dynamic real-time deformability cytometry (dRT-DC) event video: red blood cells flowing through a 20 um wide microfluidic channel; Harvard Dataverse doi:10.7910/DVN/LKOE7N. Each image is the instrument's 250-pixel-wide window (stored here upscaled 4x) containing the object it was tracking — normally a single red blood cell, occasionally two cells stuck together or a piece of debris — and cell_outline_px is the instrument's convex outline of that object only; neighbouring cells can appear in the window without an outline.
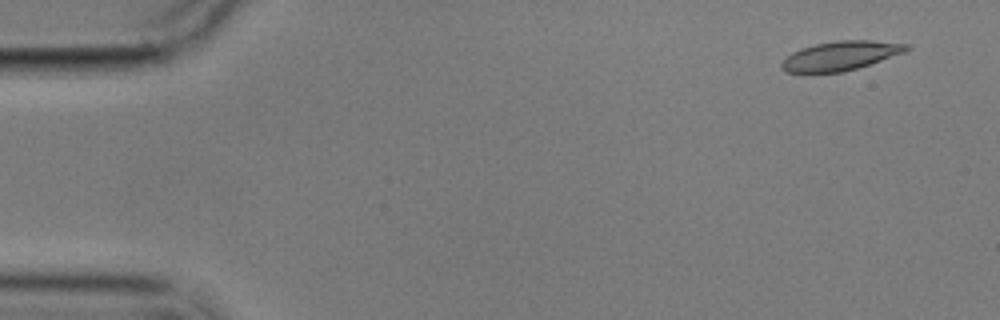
{"species": "common noctule bat (a hibernating species)", "species_latin": "Nyctalus noctula", "temperature_condition": "cold", "stored_images_in_passage": 8, "camera_frame_rate_fps": 3000, "um_per_image_px": 0.085, "animal": {"sex": "male", "body_mass_g": 17.9}, "frame": {"image": 1, "passage_image": 1, "time_ms": 0.0, "image_size_px": [1000, 320], "cell_outline_px": [[912, 48], [904, 52], [844, 72], [788, 72], [780, 68], [780, 64], [792, 52], [800, 48], [816, 44], [836, 40], [872, 40], [908, 44]], "centroid_in_image_um": [71.44, 4.72], "position_along_channel_um": 13.6, "area_um2": 20.98}}
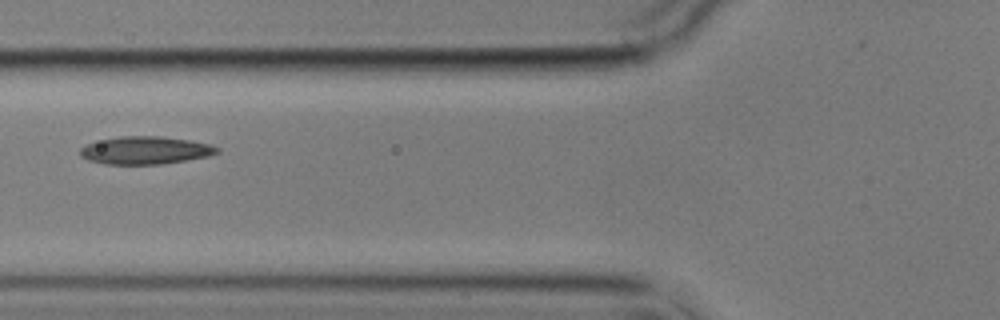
{"frame": {"image": 2, "passage_image": 5, "time_ms": 6.0, "image_size_px": [1000, 320], "cell_outline_px": [[220, 152], [208, 156], [164, 164], [104, 164], [88, 160], [80, 156], [80, 148], [88, 144], [120, 136], [160, 136], [188, 140], [208, 144], [220, 148]], "centroid_in_image_um": [12.37, 12.79], "position_along_channel_um": 113.4, "area_um2": 21.96}}
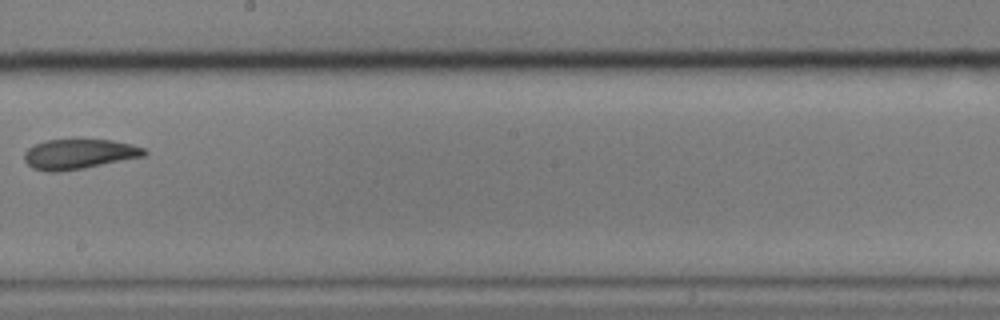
{"frame": {"image": 3, "passage_image": 8, "time_ms": 9.667, "image_size_px": [1000, 320], "cell_outline_px": [[148, 152], [144, 156], [84, 168], [60, 172], [48, 172], [32, 168], [24, 160], [24, 152], [28, 148], [36, 144], [48, 140], [112, 140], [132, 144], [144, 148]], "centroid_in_image_um": [6.7, 13.1], "position_along_channel_um": 241.5, "area_um2": 20.87}}